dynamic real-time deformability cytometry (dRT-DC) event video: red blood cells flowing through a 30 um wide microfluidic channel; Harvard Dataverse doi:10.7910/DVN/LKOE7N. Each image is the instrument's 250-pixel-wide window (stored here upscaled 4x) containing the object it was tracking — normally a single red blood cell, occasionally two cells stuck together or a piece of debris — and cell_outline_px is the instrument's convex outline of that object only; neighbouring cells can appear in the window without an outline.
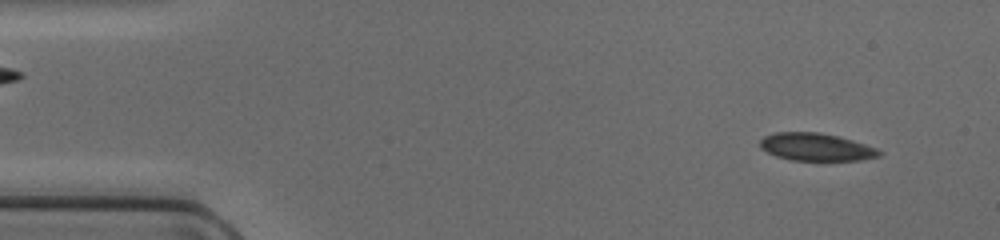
{"species": "common noctule bat (a hibernating species)", "species_latin": "Nyctalus noctula", "temperature_condition": "cold", "stored_images_in_passage": 47, "camera_frame_rate_fps": 3000, "um_per_image_px": 0.085, "animal": {"sex": "female", "body_mass_g": 17.0, "forearm_length_mm": 48.0}, "frame": {"image": 1, "passage_image": 3, "time_ms": 0.667, "image_size_px": [1000, 240], "cell_outline_px": [[884, 152], [880, 156], [860, 160], [792, 160], [776, 156], [760, 148], [760, 140], [764, 136], [776, 132], [820, 132], [840, 136], [876, 148]], "centroid_in_image_um": [69.38, 12.49], "position_along_channel_um": 15.6, "area_um2": 19.19}}
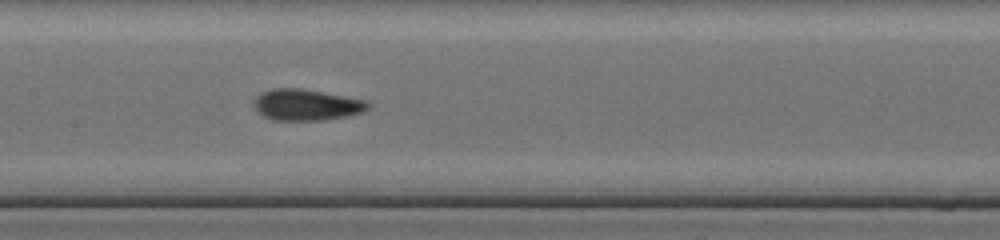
{"frame": {"image": 2, "passage_image": 22, "time_ms": 7.0, "image_size_px": [1000, 240], "cell_outline_px": [[372, 104], [364, 112], [348, 116], [324, 120], [272, 120], [264, 116], [252, 104], [252, 100], [260, 92], [272, 88], [300, 88], [368, 100]], "centroid_in_image_um": [26.06, 8.9], "position_along_channel_um": 181.3, "area_um2": 21.04}}
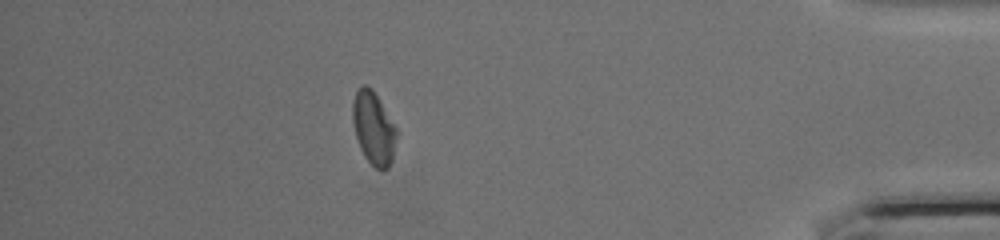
{"frame": {"image": 3, "passage_image": 41, "time_ms": 13.333, "image_size_px": [1000, 240], "cell_outline_px": [[396, 136], [392, 160], [388, 168], [376, 168], [364, 156], [360, 148], [356, 136], [352, 120], [352, 104], [356, 92], [364, 84], [372, 88], [396, 128]], "centroid_in_image_um": [31.73, 10.88], "position_along_channel_um": 403.5, "area_um2": 18.21}}